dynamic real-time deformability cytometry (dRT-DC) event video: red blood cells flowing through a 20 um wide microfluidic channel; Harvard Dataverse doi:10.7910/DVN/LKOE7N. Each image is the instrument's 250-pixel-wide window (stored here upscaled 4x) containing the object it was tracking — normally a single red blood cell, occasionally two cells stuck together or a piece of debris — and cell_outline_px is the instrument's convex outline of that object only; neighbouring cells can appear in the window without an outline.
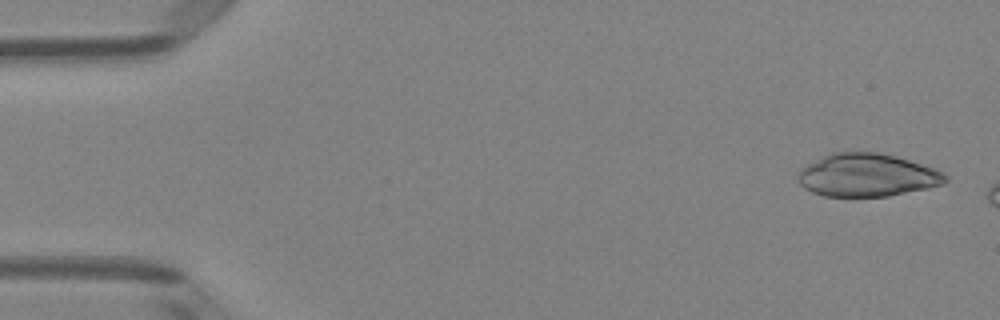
{"species": "Egyptian fruit bat (a non-hibernating species)", "species_latin": "Rousettus aegyptiacus", "temperature_condition": "room temperature", "stored_images_in_passage": 8, "camera_frame_rate_fps": 3000, "um_per_image_px": 0.085, "animal": {"sex": "female"}, "frame": {"image": 1, "passage_image": 2, "time_ms": 0.333, "image_size_px": [1000, 320], "cell_outline_px": [[948, 180], [944, 184], [928, 188], [888, 196], [824, 196], [812, 192], [804, 188], [800, 184], [796, 176], [800, 168], [832, 152], [856, 148], [880, 152], [896, 156], [936, 168], [944, 172], [948, 176]], "centroid_in_image_um": [73.71, 14.85], "position_along_channel_um": 11.3, "area_um2": 37.8}}